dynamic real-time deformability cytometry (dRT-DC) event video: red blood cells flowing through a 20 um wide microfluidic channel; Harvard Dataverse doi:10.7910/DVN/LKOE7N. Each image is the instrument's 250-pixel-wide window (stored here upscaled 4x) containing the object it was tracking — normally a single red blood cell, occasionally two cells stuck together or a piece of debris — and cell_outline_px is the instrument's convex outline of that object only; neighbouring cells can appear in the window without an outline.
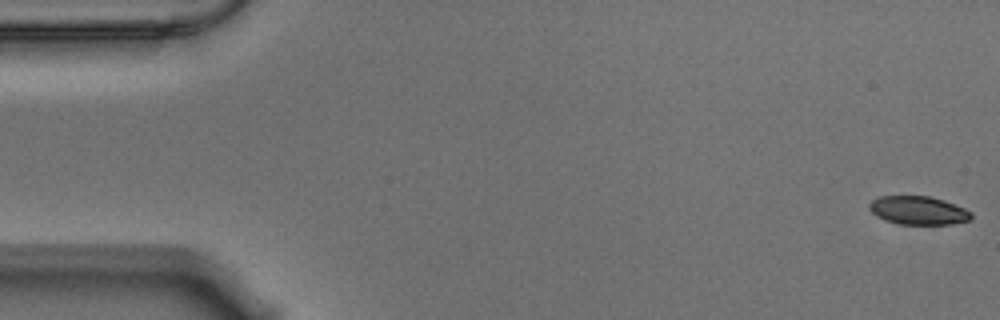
{"species": "Egyptian fruit bat (a non-hibernating species)", "species_latin": "Rousettus aegyptiacus", "temperature_condition": "warm", "stored_images_in_passage": 57, "camera_frame_rate_fps": 3000, "um_per_image_px": 0.085, "animal": {"sex": "male"}, "frame": {"image": 1, "passage_image": 1, "time_ms": 0.0, "image_size_px": [1000, 320], "cell_outline_px": [[972, 220], [952, 224], [900, 224], [884, 220], [876, 216], [868, 208], [868, 204], [872, 200], [880, 196], [932, 196], [944, 200], [964, 208], [972, 212]], "centroid_in_image_um": [78.06, 17.88], "position_along_channel_um": 6.9, "area_um2": 17.05}}
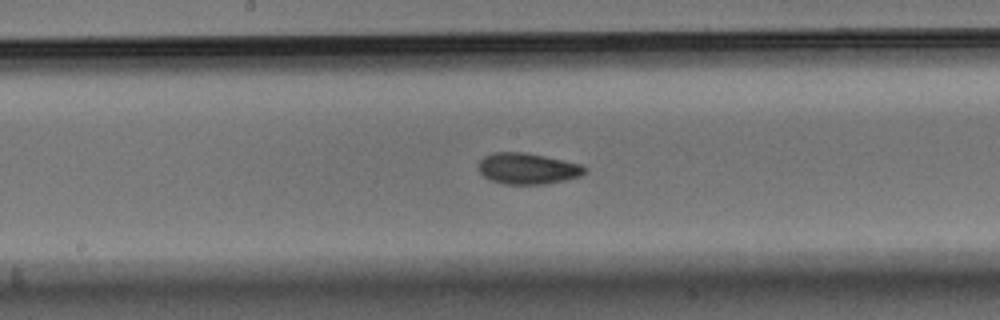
{"frame": {"image": 2, "passage_image": 29, "time_ms": 9.333, "image_size_px": [1000, 320], "cell_outline_px": [[588, 168], [580, 176], [568, 180], [544, 184], [504, 184], [492, 180], [484, 176], [480, 172], [480, 160], [484, 156], [492, 152], [524, 152], [544, 156], [580, 164]], "centroid_in_image_um": [44.86, 14.33], "position_along_channel_um": 203.3, "area_um2": 19.13}}
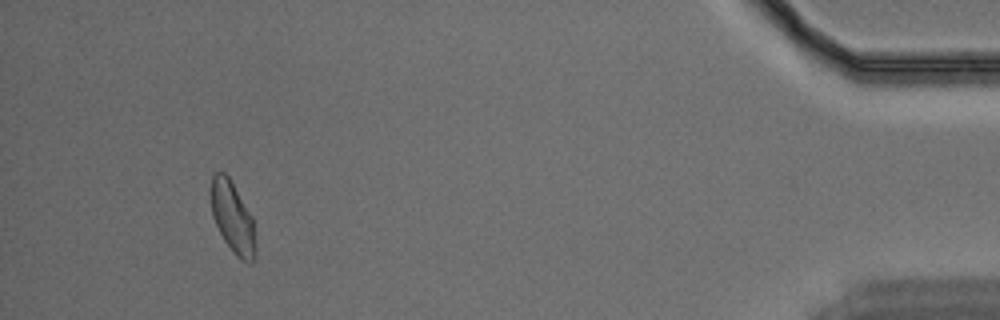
{"frame": {"image": 3, "passage_image": 53, "time_ms": 17.333, "image_size_px": [1000, 320], "cell_outline_px": [[256, 256], [248, 264], [240, 260], [232, 252], [224, 240], [212, 216], [208, 192], [208, 188], [212, 172], [224, 172], [228, 176], [252, 216], [256, 248]], "centroid_in_image_um": [19.72, 18.46], "position_along_channel_um": 415.5, "area_um2": 19.02}, "authors_computed_cell_mechanics": {"area_um2": 18.7272, "velocity_mm_per_s": 3.5337, "shape_relaxation_time_tau1_ms": 5.6531, "shape_relaxation_time_tau2_ms": 2.852, "deformation_change_tau1": 0.1395, "deformation_change_tau2": 0.0762}}